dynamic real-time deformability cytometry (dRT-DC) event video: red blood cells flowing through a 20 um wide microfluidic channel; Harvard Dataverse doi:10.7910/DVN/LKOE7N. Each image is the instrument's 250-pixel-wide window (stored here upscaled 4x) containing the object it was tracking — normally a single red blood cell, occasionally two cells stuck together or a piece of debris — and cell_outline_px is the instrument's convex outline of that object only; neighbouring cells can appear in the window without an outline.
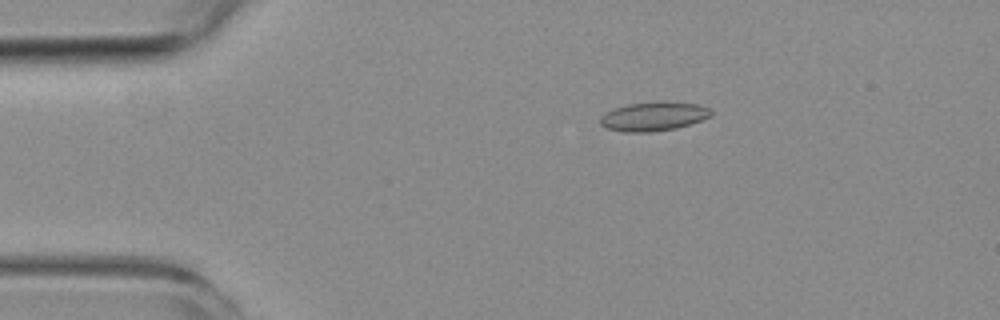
{"species": "common noctule bat (a hibernating species)", "species_latin": "Nyctalus noctula", "temperature_condition": "room temperature", "stored_images_in_passage": 6, "camera_frame_rate_fps": 3000, "um_per_image_px": 0.085, "animal": {"sex": "female", "body_mass_g": 19.3, "forearm_length_mm": 54.1}, "frame": {"image": 1, "passage_image": 1, "time_ms": 0.0, "image_size_px": [1000, 320], "cell_outline_px": [[712, 116], [676, 128], [652, 132], [624, 132], [604, 128], [600, 124], [600, 116], [604, 112], [628, 104], [696, 104], [708, 108], [712, 112]], "centroid_in_image_um": [55.47, 9.95], "position_along_channel_um": 29.5, "area_um2": 17.92}}
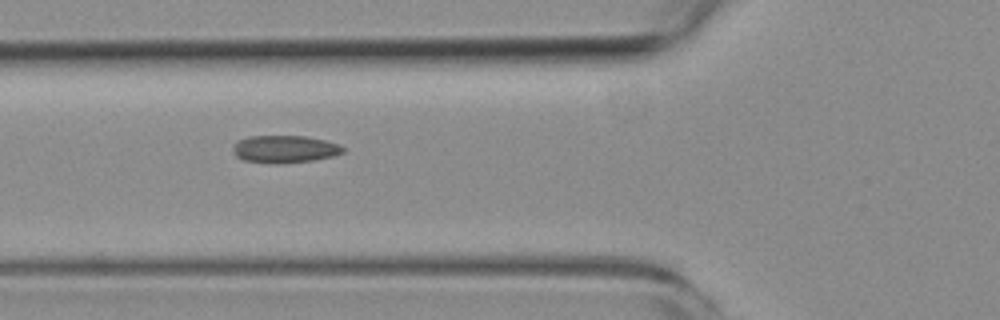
{"frame": {"image": 2, "passage_image": 4, "time_ms": 3.333, "image_size_px": [1000, 320], "cell_outline_px": [[344, 152], [332, 156], [312, 160], [280, 164], [272, 164], [244, 160], [236, 156], [232, 148], [236, 140], [248, 136], [304, 136], [324, 140], [340, 144], [344, 148]], "centroid_in_image_um": [24.17, 12.67], "position_along_channel_um": 101.6, "area_um2": 17.69}}
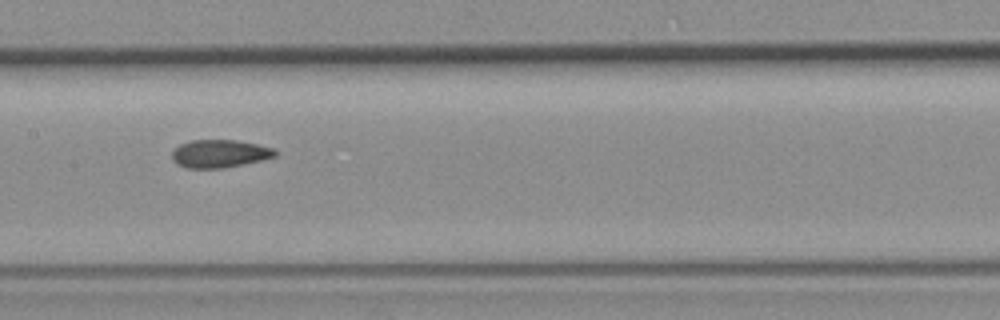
{"frame": {"image": 3, "passage_image": 6, "time_ms": 5.667, "image_size_px": [1000, 320], "cell_outline_px": [[276, 156], [264, 160], [224, 168], [188, 168], [176, 164], [172, 160], [172, 152], [180, 144], [192, 140], [236, 140], [256, 144], [272, 148], [276, 152]], "centroid_in_image_um": [18.66, 13.07], "position_along_channel_um": 188.7, "area_um2": 16.76}}